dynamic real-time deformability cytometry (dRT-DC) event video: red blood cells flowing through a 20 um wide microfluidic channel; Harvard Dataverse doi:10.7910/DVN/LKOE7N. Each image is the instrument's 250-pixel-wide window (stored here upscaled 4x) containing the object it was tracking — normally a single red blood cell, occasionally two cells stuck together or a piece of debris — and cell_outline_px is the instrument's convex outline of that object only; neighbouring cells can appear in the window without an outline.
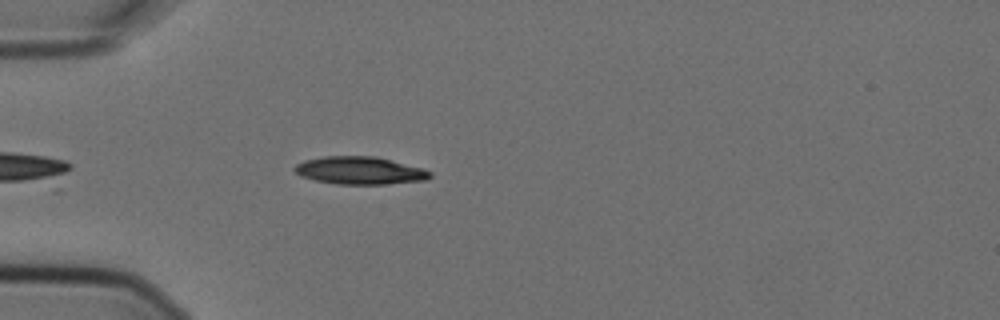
{"species": "Egyptian fruit bat (a non-hibernating species)", "species_latin": "Rousettus aegyptiacus", "temperature_condition": "cold", "stored_images_in_passage": 3, "camera_frame_rate_fps": 3000, "um_per_image_px": 0.085, "animal": {"sex": "female"}, "frame": {"image": 1, "passage_image": 3, "time_ms": 0.667, "image_size_px": [1000, 320], "cell_outline_px": [[432, 176], [428, 180], [384, 184], [336, 184], [316, 180], [300, 176], [292, 168], [296, 164], [304, 160], [324, 156], [376, 156], [424, 168], [432, 172]], "centroid_in_image_um": [30.61, 14.49], "position_along_channel_um": 54.4, "area_um2": 22.02}}